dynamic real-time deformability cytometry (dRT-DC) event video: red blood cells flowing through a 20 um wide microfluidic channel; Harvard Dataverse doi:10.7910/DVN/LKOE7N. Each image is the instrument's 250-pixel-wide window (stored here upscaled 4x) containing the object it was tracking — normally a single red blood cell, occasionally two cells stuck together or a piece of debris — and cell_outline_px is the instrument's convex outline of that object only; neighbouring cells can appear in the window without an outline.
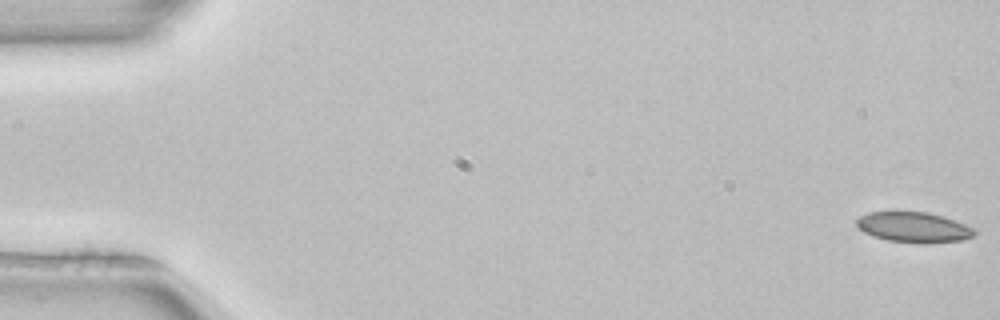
{"species": "common noctule bat (a hibernating species)", "species_latin": "Nyctalus noctula", "temperature_condition": "room temperature", "stored_images_in_passage": 52, "camera_frame_rate_fps": 3000, "um_per_image_px": 0.085, "animal": {"sex": "female", "body_mass_g": 22.7, "forearm_length_mm": 54.2}, "frame": {"image": 1, "passage_image": 1, "time_ms": 0.0, "image_size_px": [1000, 320], "cell_outline_px": [[976, 232], [972, 236], [960, 240], [888, 240], [872, 236], [864, 232], [856, 224], [856, 220], [860, 216], [868, 212], [928, 212], [976, 228]], "centroid_in_image_um": [77.6, 19.26], "position_along_channel_um": 7.4, "area_um2": 19.59}}
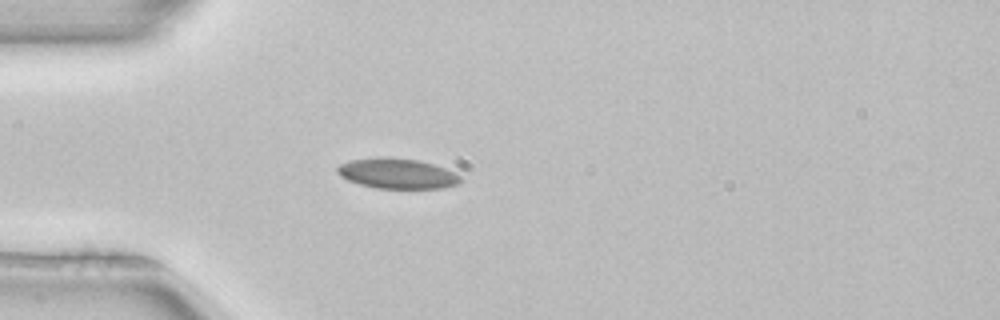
{"frame": {"image": 2, "passage_image": 15, "time_ms": 4.667, "image_size_px": [1000, 320], "cell_outline_px": [[460, 180], [456, 184], [444, 188], [376, 188], [360, 184], [348, 180], [340, 176], [336, 172], [336, 168], [340, 164], [352, 160], [376, 156], [384, 156], [416, 160], [432, 164], [444, 168], [460, 176]], "centroid_in_image_um": [33.7, 14.74], "position_along_channel_um": 51.3, "area_um2": 21.56}}
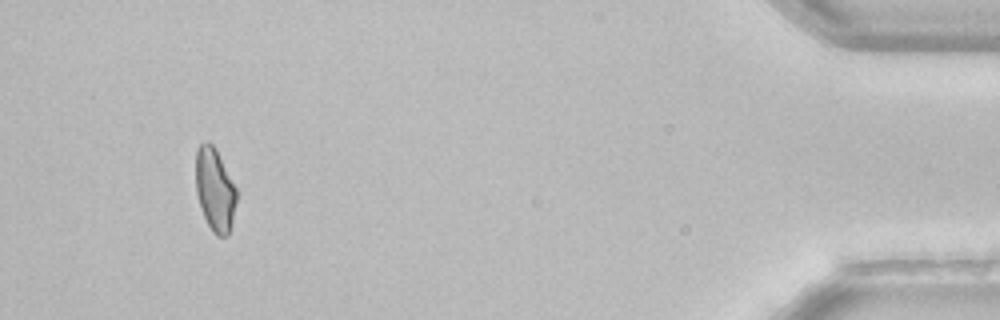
{"frame": {"image": 3, "passage_image": 49, "time_ms": 16.0, "image_size_px": [1000, 320], "cell_outline_px": [[236, 200], [232, 220], [228, 236], [216, 236], [212, 232], [204, 216], [196, 192], [196, 148], [204, 140], [208, 140], [216, 148], [236, 188]], "centroid_in_image_um": [18.25, 16.08], "position_along_channel_um": 417.0, "area_um2": 19.65}, "authors_computed_cell_mechanics": {"area_um2": 21.1259, "velocity_mm_per_s": 3.9606, "shape_relaxation_time_tau1_ms": null, "shape_relaxation_time_tau2_ms": 3.6971, "deformation_change_tau1": null, "deformation_change_tau2": 0.0812}}